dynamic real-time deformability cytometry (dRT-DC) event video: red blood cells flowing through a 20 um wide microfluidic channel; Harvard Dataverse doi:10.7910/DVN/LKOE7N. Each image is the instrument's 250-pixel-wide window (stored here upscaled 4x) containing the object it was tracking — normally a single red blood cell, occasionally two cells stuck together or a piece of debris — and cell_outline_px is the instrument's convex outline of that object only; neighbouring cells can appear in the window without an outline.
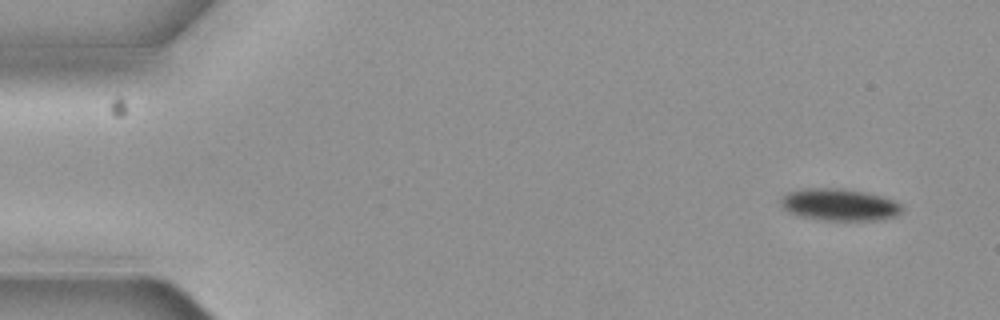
{"species": "common noctule bat (a hibernating species)", "species_latin": "Nyctalus noctula", "temperature_condition": "cold", "stored_images_in_passage": 4, "camera_frame_rate_fps": 3000, "um_per_image_px": 0.085, "animal": {"sex": "female", "body_mass_g": 19.3, "forearm_length_mm": 54.1}, "frame": {"image": 1, "passage_image": 1, "time_ms": 0.0, "image_size_px": [1000, 320], "cell_outline_px": [[904, 208], [896, 216], [880, 220], [816, 220], [800, 216], [788, 212], [780, 208], [780, 200], [788, 192], [808, 188], [840, 188], [864, 192], [880, 196], [892, 200], [900, 204]], "centroid_in_image_um": [71.31, 17.41], "position_along_channel_um": 13.7, "area_um2": 22.66}}
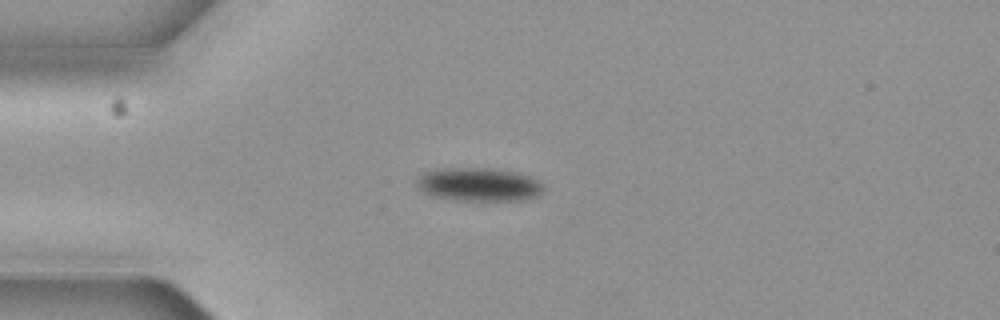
{"frame": {"image": 2, "passage_image": 4, "time_ms": 1.0, "image_size_px": [1000, 320], "cell_outline_px": [[544, 188], [536, 196], [520, 200], [460, 200], [432, 196], [424, 192], [416, 184], [416, 176], [424, 172], [436, 168], [492, 168], [512, 172], [528, 176], [544, 184]], "centroid_in_image_um": [40.63, 15.67], "position_along_channel_um": 44.4, "area_um2": 24.57}}